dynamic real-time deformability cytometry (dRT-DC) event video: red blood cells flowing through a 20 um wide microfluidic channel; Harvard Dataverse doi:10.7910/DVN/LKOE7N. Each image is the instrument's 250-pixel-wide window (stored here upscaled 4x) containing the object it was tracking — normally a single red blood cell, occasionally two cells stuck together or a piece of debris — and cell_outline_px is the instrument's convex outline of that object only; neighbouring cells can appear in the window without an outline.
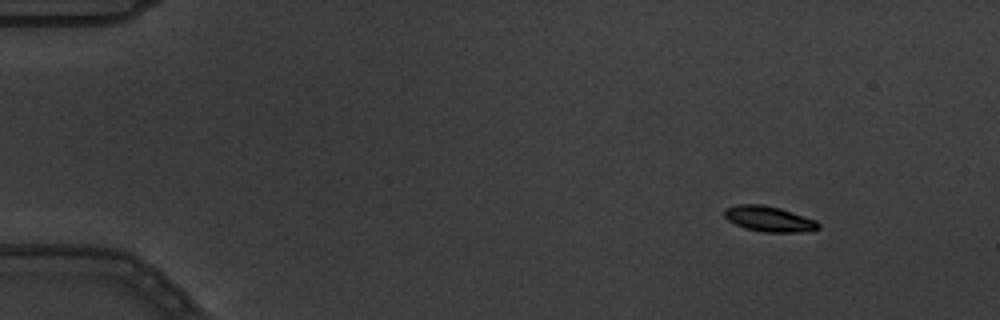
{"species": "common noctule bat (a hibernating species)", "species_latin": "Nyctalus noctula", "temperature_condition": "warm", "stored_images_in_passage": 5, "segment_of_instrument_passage": [2, 2], "camera_frame_rate_fps": 3000, "um_per_image_px": 0.085, "animal": {"sex": "male", "body_mass_g": 19.5, "forearm_length_mm": 54.6}, "frame": {"image": 1, "passage_image": 5, "time_ms": 1.333, "image_size_px": [1000, 320], "cell_outline_px": [[820, 228], [812, 232], [764, 232], [744, 228], [728, 220], [724, 216], [724, 208], [736, 204], [760, 204], [780, 208], [816, 220], [820, 224]], "centroid_in_image_um": [65.38, 18.61], "position_along_channel_um": 19.6, "area_um2": 14.1}}